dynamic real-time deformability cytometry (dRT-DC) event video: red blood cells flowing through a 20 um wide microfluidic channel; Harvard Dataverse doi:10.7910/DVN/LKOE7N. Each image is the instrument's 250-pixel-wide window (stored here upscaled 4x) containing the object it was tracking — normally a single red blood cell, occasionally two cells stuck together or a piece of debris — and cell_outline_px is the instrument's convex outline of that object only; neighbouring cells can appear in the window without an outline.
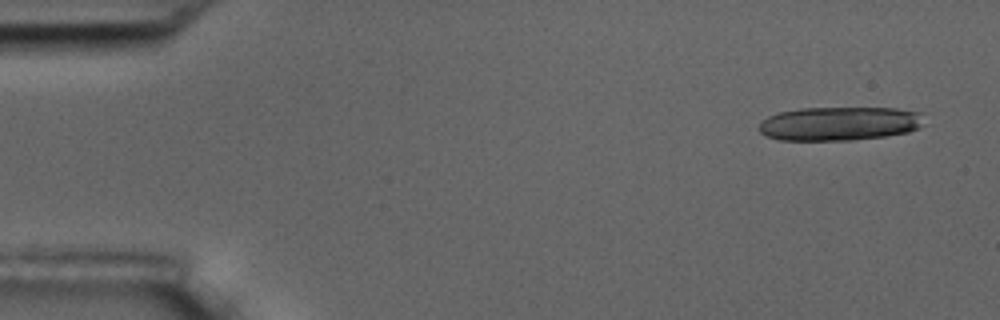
{"species": "common noctule bat (a hibernating species)", "species_latin": "Nyctalus noctula", "temperature_condition": "room temperature", "stored_images_in_passage": 6, "camera_frame_rate_fps": 3000, "um_per_image_px": 0.085, "animal": {"sex": "male", "body_mass_g": 17.5, "forearm_length_mm": 52.3}, "frame": {"image": 1, "passage_image": 1, "time_ms": 0.0, "image_size_px": [1000, 320], "cell_outline_px": [[924, 124], [920, 128], [908, 132], [884, 136], [852, 140], [776, 140], [764, 136], [760, 132], [760, 124], [768, 116], [780, 112], [800, 108], [896, 108], [920, 112]], "centroid_in_image_um": [71.36, 10.51], "position_along_channel_um": 13.6, "area_um2": 32.66}}